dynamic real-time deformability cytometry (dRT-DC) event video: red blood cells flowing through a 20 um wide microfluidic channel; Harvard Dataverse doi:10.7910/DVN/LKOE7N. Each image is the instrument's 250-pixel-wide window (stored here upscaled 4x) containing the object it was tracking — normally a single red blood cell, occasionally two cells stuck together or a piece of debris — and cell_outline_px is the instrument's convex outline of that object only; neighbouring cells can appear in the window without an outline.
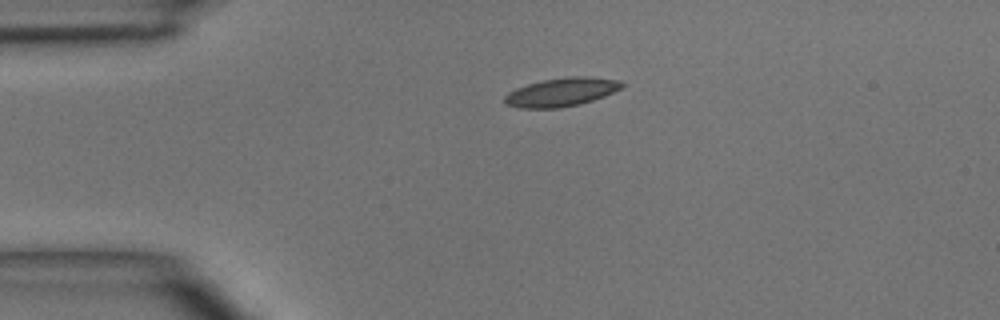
{"species": "common noctule bat (a hibernating species)", "species_latin": "Nyctalus noctula", "temperature_condition": "room temperature", "stored_images_in_passage": 4, "camera_frame_rate_fps": 3000, "um_per_image_px": 0.085, "animal": {"sex": "male", "body_mass_g": 15.6}, "frame": {"image": 1, "passage_image": 4, "time_ms": 3.333, "image_size_px": [1000, 320], "cell_outline_px": [[624, 84], [620, 88], [604, 96], [580, 104], [560, 108], [520, 108], [504, 104], [504, 96], [508, 92], [516, 88], [528, 84], [544, 80], [568, 76], [584, 76], [620, 80]], "centroid_in_image_um": [47.69, 7.83], "position_along_channel_um": 37.3, "area_um2": 19.42}}